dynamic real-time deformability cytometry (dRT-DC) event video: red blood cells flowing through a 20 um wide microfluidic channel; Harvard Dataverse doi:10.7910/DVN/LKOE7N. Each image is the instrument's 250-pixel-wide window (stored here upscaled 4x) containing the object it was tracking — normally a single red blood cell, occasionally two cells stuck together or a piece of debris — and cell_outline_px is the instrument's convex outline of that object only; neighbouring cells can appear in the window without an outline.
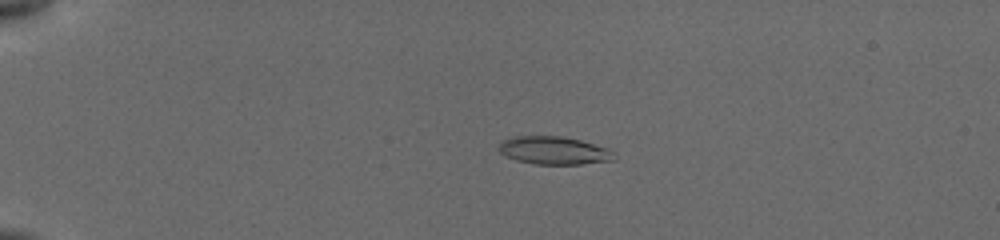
{"species": "common noctule bat (a hibernating species)", "species_latin": "Nyctalus noctula", "temperature_condition": "cold", "stored_images_in_passage": 33, "camera_frame_rate_fps": 3000, "um_per_image_px": 0.085, "animal": {"sex": "female", "body_mass_g": 19.5, "forearm_length_mm": 54.1}, "frame": {"image": 1, "passage_image": 5, "time_ms": 2.333, "image_size_px": [1000, 240], "cell_outline_px": [[616, 160], [580, 164], [536, 164], [516, 160], [500, 152], [496, 148], [504, 140], [516, 136], [560, 136], [580, 140], [612, 148]], "centroid_in_image_um": [47.14, 12.79], "position_along_channel_um": 37.9, "area_um2": 18.84}}
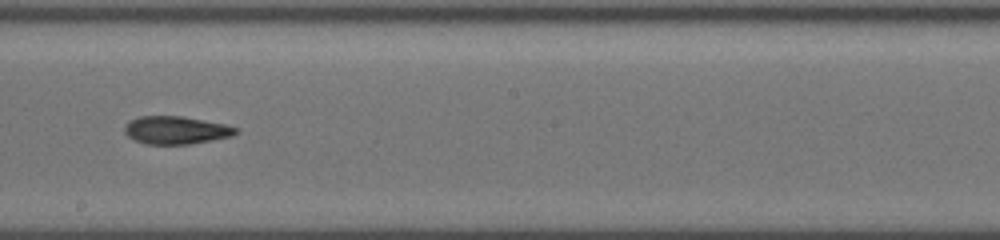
{"frame": {"image": 2, "passage_image": 21, "time_ms": 9.0, "image_size_px": [1000, 240], "cell_outline_px": [[240, 132], [232, 136], [212, 140], [188, 144], [144, 144], [128, 136], [124, 132], [124, 128], [132, 120], [140, 116], [184, 116], [224, 124], [236, 128]], "centroid_in_image_um": [14.98, 11.06], "position_along_channel_um": 233.2, "area_um2": 17.92}}
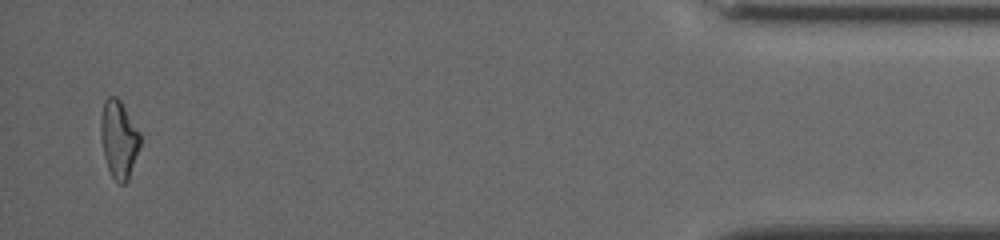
{"frame": {"image": 3, "passage_image": 33, "time_ms": 15.667, "image_size_px": [1000, 240], "cell_outline_px": [[140, 144], [128, 180], [124, 184], [120, 184], [112, 176], [108, 168], [104, 156], [100, 136], [100, 116], [104, 100], [108, 96], [116, 96], [120, 100], [140, 132]], "centroid_in_image_um": [10.08, 11.8], "position_along_channel_um": 425.1, "area_um2": 17.8}, "authors_computed_cell_mechanics": {"area_um2": 18.4382, "velocity_mm_per_s": 3.8727, "shape_relaxation_time_tau1_ms": 4.218, "shape_relaxation_time_tau2_ms": 4.9475, "deformation_change_tau1": 0.1316, "deformation_change_tau2": 0.1447}}